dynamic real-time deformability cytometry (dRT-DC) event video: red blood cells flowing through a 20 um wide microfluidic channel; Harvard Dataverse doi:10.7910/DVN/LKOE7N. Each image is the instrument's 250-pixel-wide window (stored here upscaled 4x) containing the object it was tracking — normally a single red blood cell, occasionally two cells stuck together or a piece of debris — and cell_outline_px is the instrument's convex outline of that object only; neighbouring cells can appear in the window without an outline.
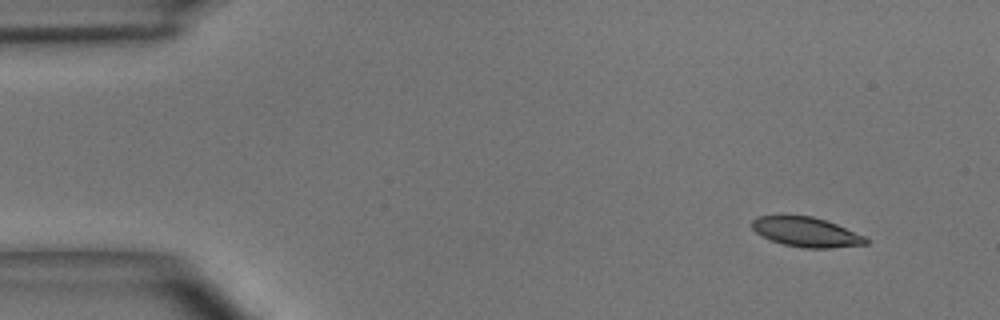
{"species": "common noctule bat (a hibernating species)", "species_latin": "Nyctalus noctula", "temperature_condition": "room temperature", "stored_images_in_passage": 47, "camera_frame_rate_fps": 3000, "um_per_image_px": 0.085, "animal": {"sex": "male", "body_mass_g": 15.6}, "frame": {"image": 1, "passage_image": 1, "time_ms": 0.0, "image_size_px": [1000, 320], "cell_outline_px": [[868, 244], [828, 248], [804, 248], [784, 244], [772, 240], [756, 232], [752, 228], [752, 220], [756, 216], [812, 216], [836, 224], [864, 236], [868, 240]], "centroid_in_image_um": [68.53, 19.72], "position_along_channel_um": 16.5, "area_um2": 19.31}}
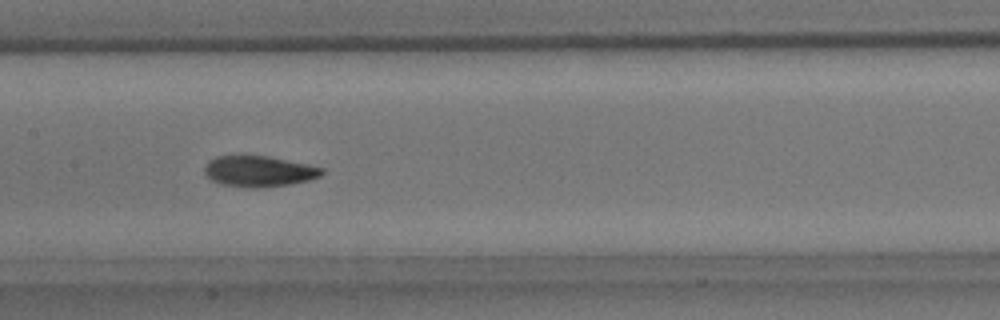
{"frame": {"image": 2, "passage_image": 21, "time_ms": 6.667, "image_size_px": [1000, 320], "cell_outline_px": [[324, 172], [320, 176], [308, 180], [288, 184], [264, 188], [248, 188], [220, 184], [212, 180], [204, 172], [204, 168], [208, 160], [216, 156], [236, 152], [268, 156], [308, 164], [324, 168]], "centroid_in_image_um": [21.94, 14.51], "position_along_channel_um": 185.5, "area_um2": 21.91}}
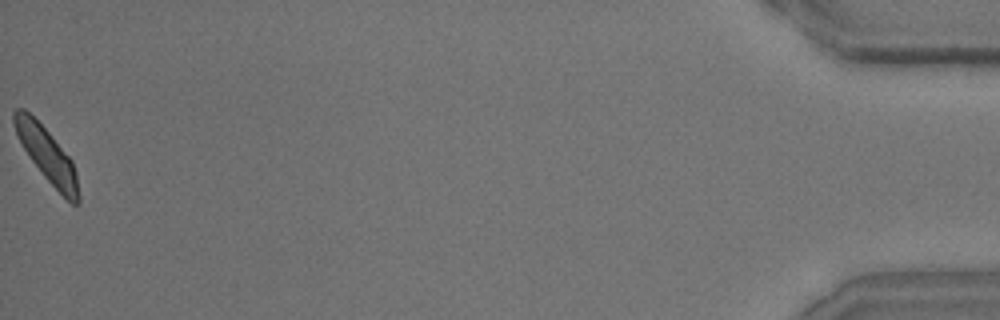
{"frame": {"image": 3, "passage_image": 47, "time_ms": 15.333, "image_size_px": [1000, 320], "cell_outline_px": [[80, 204], [72, 204], [44, 176], [32, 160], [24, 148], [16, 132], [12, 120], [12, 112], [16, 108], [24, 108], [48, 132], [72, 160], [76, 172], [80, 196]], "centroid_in_image_um": [4.0, 13.16], "position_along_channel_um": 431.2, "area_um2": 19.77}, "authors_computed_cell_mechanics": {"area_um2": 20.8658, "velocity_mm_per_s": 3.9654, "shape_relaxation_time_tau1_ms": 3.2267, "shape_relaxation_time_tau2_ms": 2.1579, "deformation_change_tau1": 0.1222, "deformation_change_tau2": 0.0653}}